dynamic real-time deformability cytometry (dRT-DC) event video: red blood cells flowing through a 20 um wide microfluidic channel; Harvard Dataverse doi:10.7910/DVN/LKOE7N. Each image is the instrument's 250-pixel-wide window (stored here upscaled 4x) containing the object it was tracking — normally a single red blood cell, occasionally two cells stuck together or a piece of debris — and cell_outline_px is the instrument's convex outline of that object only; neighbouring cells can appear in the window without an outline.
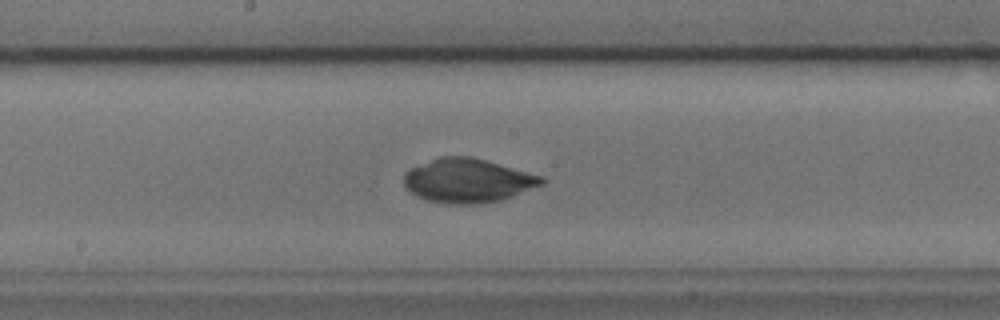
{"species": "common noctule bat (a hibernating species)", "species_latin": "Nyctalus noctula", "temperature_condition": "cold", "stored_images_in_passage": 39, "camera_frame_rate_fps": 3000, "um_per_image_px": 0.085, "animal": {"sex": "male", "body_mass_g": 17.9, "forearm_length_mm": 54.2}, "frame": {"image": 1, "passage_image": 14, "time_ms": 4.333, "image_size_px": [1000, 320], "cell_outline_px": [[544, 184], [512, 196], [500, 200], [476, 204], [452, 204], [428, 200], [416, 196], [404, 184], [404, 172], [412, 168], [440, 156], [472, 156], [544, 176]], "centroid_in_image_um": [39.79, 15.34], "position_along_channel_um": 208.4, "area_um2": 35.14}}
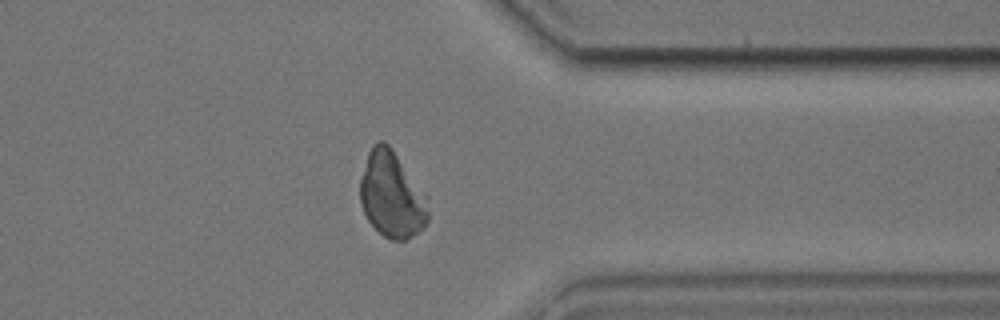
{"frame": {"image": 2, "passage_image": 28, "time_ms": 9.0, "image_size_px": [1000, 320], "cell_outline_px": [[428, 220], [412, 236], [404, 240], [392, 240], [384, 236], [368, 220], [360, 204], [360, 180], [368, 152], [372, 144], [376, 140], [384, 140], [392, 148], [428, 196]], "centroid_in_image_um": [33.29, 16.52], "position_along_channel_um": 378.1, "area_um2": 34.16}}
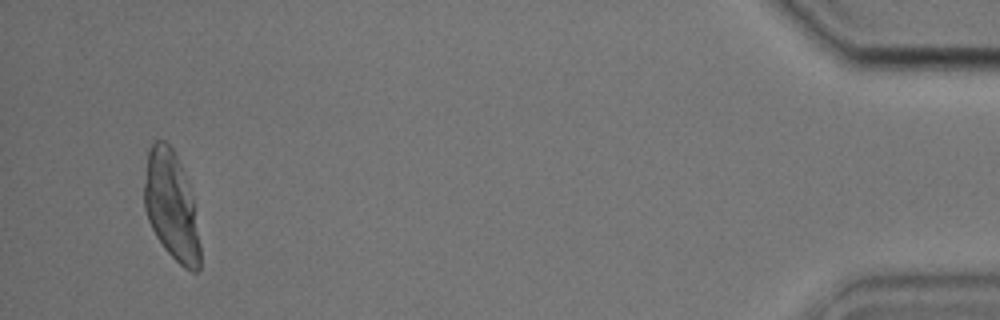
{"frame": {"image": 3, "passage_image": 37, "time_ms": 12.0, "image_size_px": [1000, 320], "cell_outline_px": [[200, 268], [196, 272], [192, 272], [184, 268], [164, 248], [156, 236], [148, 220], [144, 208], [144, 184], [148, 148], [156, 140], [164, 140], [172, 148], [180, 164], [188, 184], [192, 196], [200, 244]], "centroid_in_image_um": [14.55, 17.51], "position_along_channel_um": 420.6, "area_um2": 35.08}}